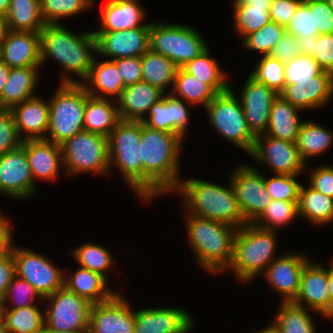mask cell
I'll return each instance as SVG.
<instances>
[{"mask_svg": "<svg viewBox=\"0 0 333 333\" xmlns=\"http://www.w3.org/2000/svg\"><path fill=\"white\" fill-rule=\"evenodd\" d=\"M184 139L176 133L149 128L141 121L143 201L171 193L178 185Z\"/></svg>", "mask_w": 333, "mask_h": 333, "instance_id": "6da1fadb", "label": "cell"}, {"mask_svg": "<svg viewBox=\"0 0 333 333\" xmlns=\"http://www.w3.org/2000/svg\"><path fill=\"white\" fill-rule=\"evenodd\" d=\"M40 53L41 66L55 60L67 72L59 83H82L97 56V39L93 31L75 33L61 23H46L40 32Z\"/></svg>", "mask_w": 333, "mask_h": 333, "instance_id": "7a4b0ae2", "label": "cell"}, {"mask_svg": "<svg viewBox=\"0 0 333 333\" xmlns=\"http://www.w3.org/2000/svg\"><path fill=\"white\" fill-rule=\"evenodd\" d=\"M171 193L181 195L185 214L220 221L238 229L246 224L230 180L227 187L203 179L181 178Z\"/></svg>", "mask_w": 333, "mask_h": 333, "instance_id": "3957f363", "label": "cell"}, {"mask_svg": "<svg viewBox=\"0 0 333 333\" xmlns=\"http://www.w3.org/2000/svg\"><path fill=\"white\" fill-rule=\"evenodd\" d=\"M188 244L197 264L213 274H221L231 264L238 228L220 221L185 214Z\"/></svg>", "mask_w": 333, "mask_h": 333, "instance_id": "277c9868", "label": "cell"}, {"mask_svg": "<svg viewBox=\"0 0 333 333\" xmlns=\"http://www.w3.org/2000/svg\"><path fill=\"white\" fill-rule=\"evenodd\" d=\"M276 232L253 223L241 226L235 235L231 264L225 272H232L236 280L244 284L261 276L276 258Z\"/></svg>", "mask_w": 333, "mask_h": 333, "instance_id": "5b68a950", "label": "cell"}, {"mask_svg": "<svg viewBox=\"0 0 333 333\" xmlns=\"http://www.w3.org/2000/svg\"><path fill=\"white\" fill-rule=\"evenodd\" d=\"M141 121L120 120L107 137L110 173L117 167L125 183L143 200V166L141 162ZM114 165V166H113Z\"/></svg>", "mask_w": 333, "mask_h": 333, "instance_id": "8992f818", "label": "cell"}, {"mask_svg": "<svg viewBox=\"0 0 333 333\" xmlns=\"http://www.w3.org/2000/svg\"><path fill=\"white\" fill-rule=\"evenodd\" d=\"M89 97L82 83H60L49 102L46 140L62 144L84 130V110Z\"/></svg>", "mask_w": 333, "mask_h": 333, "instance_id": "52a82bcc", "label": "cell"}, {"mask_svg": "<svg viewBox=\"0 0 333 333\" xmlns=\"http://www.w3.org/2000/svg\"><path fill=\"white\" fill-rule=\"evenodd\" d=\"M198 29L187 24L150 23L149 49L171 60L179 68L208 48Z\"/></svg>", "mask_w": 333, "mask_h": 333, "instance_id": "ba28073f", "label": "cell"}, {"mask_svg": "<svg viewBox=\"0 0 333 333\" xmlns=\"http://www.w3.org/2000/svg\"><path fill=\"white\" fill-rule=\"evenodd\" d=\"M60 147L63 169L69 176L80 173L109 175L107 137L83 130L65 140Z\"/></svg>", "mask_w": 333, "mask_h": 333, "instance_id": "9c48e42d", "label": "cell"}, {"mask_svg": "<svg viewBox=\"0 0 333 333\" xmlns=\"http://www.w3.org/2000/svg\"><path fill=\"white\" fill-rule=\"evenodd\" d=\"M235 94L230 85L228 91L217 94L204 109L218 136L221 135L249 155L256 136L250 131L243 108Z\"/></svg>", "mask_w": 333, "mask_h": 333, "instance_id": "30bf717a", "label": "cell"}, {"mask_svg": "<svg viewBox=\"0 0 333 333\" xmlns=\"http://www.w3.org/2000/svg\"><path fill=\"white\" fill-rule=\"evenodd\" d=\"M45 327L55 331H88L91 303L66 286L43 298Z\"/></svg>", "mask_w": 333, "mask_h": 333, "instance_id": "8fae6325", "label": "cell"}, {"mask_svg": "<svg viewBox=\"0 0 333 333\" xmlns=\"http://www.w3.org/2000/svg\"><path fill=\"white\" fill-rule=\"evenodd\" d=\"M16 275L30 283L42 298L64 286L65 271L50 261L45 254L13 244Z\"/></svg>", "mask_w": 333, "mask_h": 333, "instance_id": "7c38bea8", "label": "cell"}, {"mask_svg": "<svg viewBox=\"0 0 333 333\" xmlns=\"http://www.w3.org/2000/svg\"><path fill=\"white\" fill-rule=\"evenodd\" d=\"M230 175L240 211L246 223H253L271 202L264 175L259 168L239 164Z\"/></svg>", "mask_w": 333, "mask_h": 333, "instance_id": "4fadbf2b", "label": "cell"}, {"mask_svg": "<svg viewBox=\"0 0 333 333\" xmlns=\"http://www.w3.org/2000/svg\"><path fill=\"white\" fill-rule=\"evenodd\" d=\"M258 164L274 174L301 175L306 163L300 157L296 143L273 138L265 133L256 136L249 154Z\"/></svg>", "mask_w": 333, "mask_h": 333, "instance_id": "5bb4252c", "label": "cell"}, {"mask_svg": "<svg viewBox=\"0 0 333 333\" xmlns=\"http://www.w3.org/2000/svg\"><path fill=\"white\" fill-rule=\"evenodd\" d=\"M26 150L20 146L0 156V193L17 200H29L36 193Z\"/></svg>", "mask_w": 333, "mask_h": 333, "instance_id": "9a60e30c", "label": "cell"}, {"mask_svg": "<svg viewBox=\"0 0 333 333\" xmlns=\"http://www.w3.org/2000/svg\"><path fill=\"white\" fill-rule=\"evenodd\" d=\"M294 304L331 319V297L328 291V268L310 260L301 272L299 291Z\"/></svg>", "mask_w": 333, "mask_h": 333, "instance_id": "2e32d148", "label": "cell"}, {"mask_svg": "<svg viewBox=\"0 0 333 333\" xmlns=\"http://www.w3.org/2000/svg\"><path fill=\"white\" fill-rule=\"evenodd\" d=\"M122 296L118 291L111 299L91 305L88 333H134V311Z\"/></svg>", "mask_w": 333, "mask_h": 333, "instance_id": "e0dca14e", "label": "cell"}, {"mask_svg": "<svg viewBox=\"0 0 333 333\" xmlns=\"http://www.w3.org/2000/svg\"><path fill=\"white\" fill-rule=\"evenodd\" d=\"M150 23L120 31H93L97 39V55L109 60L141 57L149 49Z\"/></svg>", "mask_w": 333, "mask_h": 333, "instance_id": "ac0fdd59", "label": "cell"}, {"mask_svg": "<svg viewBox=\"0 0 333 333\" xmlns=\"http://www.w3.org/2000/svg\"><path fill=\"white\" fill-rule=\"evenodd\" d=\"M310 261L301 252H285L277 256L262 274L274 292L281 295V302H293L300 285L301 272Z\"/></svg>", "mask_w": 333, "mask_h": 333, "instance_id": "d6986e66", "label": "cell"}, {"mask_svg": "<svg viewBox=\"0 0 333 333\" xmlns=\"http://www.w3.org/2000/svg\"><path fill=\"white\" fill-rule=\"evenodd\" d=\"M240 95L236 96L243 108L250 131L258 136L266 132L270 119V109L279 95L265 84L256 81L250 75L245 81Z\"/></svg>", "mask_w": 333, "mask_h": 333, "instance_id": "ffe728a7", "label": "cell"}, {"mask_svg": "<svg viewBox=\"0 0 333 333\" xmlns=\"http://www.w3.org/2000/svg\"><path fill=\"white\" fill-rule=\"evenodd\" d=\"M189 313L172 306L134 310V333H190L194 320Z\"/></svg>", "mask_w": 333, "mask_h": 333, "instance_id": "44dd1931", "label": "cell"}, {"mask_svg": "<svg viewBox=\"0 0 333 333\" xmlns=\"http://www.w3.org/2000/svg\"><path fill=\"white\" fill-rule=\"evenodd\" d=\"M280 95L301 111L322 108L333 96V74L324 71L313 80L285 85Z\"/></svg>", "mask_w": 333, "mask_h": 333, "instance_id": "7402d4cb", "label": "cell"}, {"mask_svg": "<svg viewBox=\"0 0 333 333\" xmlns=\"http://www.w3.org/2000/svg\"><path fill=\"white\" fill-rule=\"evenodd\" d=\"M0 59L10 68L41 66L40 33L9 30L0 43Z\"/></svg>", "mask_w": 333, "mask_h": 333, "instance_id": "603a6c76", "label": "cell"}, {"mask_svg": "<svg viewBox=\"0 0 333 333\" xmlns=\"http://www.w3.org/2000/svg\"><path fill=\"white\" fill-rule=\"evenodd\" d=\"M34 183L38 180L55 181L63 166L61 147L46 139L23 140Z\"/></svg>", "mask_w": 333, "mask_h": 333, "instance_id": "cb8c5ba5", "label": "cell"}, {"mask_svg": "<svg viewBox=\"0 0 333 333\" xmlns=\"http://www.w3.org/2000/svg\"><path fill=\"white\" fill-rule=\"evenodd\" d=\"M22 140L46 139L49 125V102L35 96L10 109Z\"/></svg>", "mask_w": 333, "mask_h": 333, "instance_id": "d4e9b609", "label": "cell"}, {"mask_svg": "<svg viewBox=\"0 0 333 333\" xmlns=\"http://www.w3.org/2000/svg\"><path fill=\"white\" fill-rule=\"evenodd\" d=\"M145 12L139 0H107L100 10V28L94 31H120L145 26Z\"/></svg>", "mask_w": 333, "mask_h": 333, "instance_id": "484cf974", "label": "cell"}, {"mask_svg": "<svg viewBox=\"0 0 333 333\" xmlns=\"http://www.w3.org/2000/svg\"><path fill=\"white\" fill-rule=\"evenodd\" d=\"M164 94L145 81L126 86L116 100L120 119L142 121L150 107L163 98Z\"/></svg>", "mask_w": 333, "mask_h": 333, "instance_id": "4316f807", "label": "cell"}, {"mask_svg": "<svg viewBox=\"0 0 333 333\" xmlns=\"http://www.w3.org/2000/svg\"><path fill=\"white\" fill-rule=\"evenodd\" d=\"M97 58L98 56L94 58L89 75L82 84L89 96L104 99L109 97L116 101L126 87L123 79L112 60L99 61Z\"/></svg>", "mask_w": 333, "mask_h": 333, "instance_id": "83f0119b", "label": "cell"}, {"mask_svg": "<svg viewBox=\"0 0 333 333\" xmlns=\"http://www.w3.org/2000/svg\"><path fill=\"white\" fill-rule=\"evenodd\" d=\"M41 66L10 68L8 80L0 97V109L10 110L24 100L37 96Z\"/></svg>", "mask_w": 333, "mask_h": 333, "instance_id": "f1b7e54d", "label": "cell"}, {"mask_svg": "<svg viewBox=\"0 0 333 333\" xmlns=\"http://www.w3.org/2000/svg\"><path fill=\"white\" fill-rule=\"evenodd\" d=\"M108 284L104 276L81 266L72 275L66 274L64 278V286L91 304L105 302L117 293L110 289Z\"/></svg>", "mask_w": 333, "mask_h": 333, "instance_id": "f546056e", "label": "cell"}, {"mask_svg": "<svg viewBox=\"0 0 333 333\" xmlns=\"http://www.w3.org/2000/svg\"><path fill=\"white\" fill-rule=\"evenodd\" d=\"M298 112L301 111L279 94L274 99L270 109V119L265 134L276 139L296 143L299 128L303 122L299 118L301 116Z\"/></svg>", "mask_w": 333, "mask_h": 333, "instance_id": "4dcf8cb0", "label": "cell"}, {"mask_svg": "<svg viewBox=\"0 0 333 333\" xmlns=\"http://www.w3.org/2000/svg\"><path fill=\"white\" fill-rule=\"evenodd\" d=\"M117 102L89 96L84 110V130L108 137L120 121Z\"/></svg>", "mask_w": 333, "mask_h": 333, "instance_id": "1f68e13d", "label": "cell"}, {"mask_svg": "<svg viewBox=\"0 0 333 333\" xmlns=\"http://www.w3.org/2000/svg\"><path fill=\"white\" fill-rule=\"evenodd\" d=\"M333 144V131L313 120H303L296 141L300 157L308 165L309 159L318 157L328 151Z\"/></svg>", "mask_w": 333, "mask_h": 333, "instance_id": "d6a6232c", "label": "cell"}, {"mask_svg": "<svg viewBox=\"0 0 333 333\" xmlns=\"http://www.w3.org/2000/svg\"><path fill=\"white\" fill-rule=\"evenodd\" d=\"M298 214L315 225L333 222V198L323 195L309 185L301 186L298 199Z\"/></svg>", "mask_w": 333, "mask_h": 333, "instance_id": "836d02e7", "label": "cell"}, {"mask_svg": "<svg viewBox=\"0 0 333 333\" xmlns=\"http://www.w3.org/2000/svg\"><path fill=\"white\" fill-rule=\"evenodd\" d=\"M141 65L142 81L159 88L164 93L170 86L171 90L166 93H171L178 66L167 57L150 49L141 56Z\"/></svg>", "mask_w": 333, "mask_h": 333, "instance_id": "e575fe53", "label": "cell"}, {"mask_svg": "<svg viewBox=\"0 0 333 333\" xmlns=\"http://www.w3.org/2000/svg\"><path fill=\"white\" fill-rule=\"evenodd\" d=\"M209 47L191 61L181 67L185 72L203 80L210 85L218 94L230 89L228 74L221 70L216 58L210 56Z\"/></svg>", "mask_w": 333, "mask_h": 333, "instance_id": "d590c367", "label": "cell"}, {"mask_svg": "<svg viewBox=\"0 0 333 333\" xmlns=\"http://www.w3.org/2000/svg\"><path fill=\"white\" fill-rule=\"evenodd\" d=\"M5 16L10 31L40 33L46 24L40 13V0H11Z\"/></svg>", "mask_w": 333, "mask_h": 333, "instance_id": "8d00e7d4", "label": "cell"}, {"mask_svg": "<svg viewBox=\"0 0 333 333\" xmlns=\"http://www.w3.org/2000/svg\"><path fill=\"white\" fill-rule=\"evenodd\" d=\"M171 94L191 106L206 107L218 94L210 85L178 68Z\"/></svg>", "mask_w": 333, "mask_h": 333, "instance_id": "74e56055", "label": "cell"}, {"mask_svg": "<svg viewBox=\"0 0 333 333\" xmlns=\"http://www.w3.org/2000/svg\"><path fill=\"white\" fill-rule=\"evenodd\" d=\"M271 323L279 333H317L309 309L293 302H282Z\"/></svg>", "mask_w": 333, "mask_h": 333, "instance_id": "f35d334b", "label": "cell"}, {"mask_svg": "<svg viewBox=\"0 0 333 333\" xmlns=\"http://www.w3.org/2000/svg\"><path fill=\"white\" fill-rule=\"evenodd\" d=\"M39 305L19 309H3L2 320L9 333H41L44 326V309Z\"/></svg>", "mask_w": 333, "mask_h": 333, "instance_id": "ab89813d", "label": "cell"}, {"mask_svg": "<svg viewBox=\"0 0 333 333\" xmlns=\"http://www.w3.org/2000/svg\"><path fill=\"white\" fill-rule=\"evenodd\" d=\"M233 18L235 32L241 39L258 31L271 21L269 14L270 5H253L233 3Z\"/></svg>", "mask_w": 333, "mask_h": 333, "instance_id": "60d3db41", "label": "cell"}, {"mask_svg": "<svg viewBox=\"0 0 333 333\" xmlns=\"http://www.w3.org/2000/svg\"><path fill=\"white\" fill-rule=\"evenodd\" d=\"M70 254L78 265L101 274L107 280V277H109L107 274L111 273L108 271L113 269L115 265L113 264L115 262L113 253L107 250L105 246L93 242L83 243L71 250Z\"/></svg>", "mask_w": 333, "mask_h": 333, "instance_id": "b9f144b4", "label": "cell"}, {"mask_svg": "<svg viewBox=\"0 0 333 333\" xmlns=\"http://www.w3.org/2000/svg\"><path fill=\"white\" fill-rule=\"evenodd\" d=\"M298 214V202L271 200L263 213L253 222L254 225L278 231L281 226L293 222Z\"/></svg>", "mask_w": 333, "mask_h": 333, "instance_id": "7bdbcfd3", "label": "cell"}, {"mask_svg": "<svg viewBox=\"0 0 333 333\" xmlns=\"http://www.w3.org/2000/svg\"><path fill=\"white\" fill-rule=\"evenodd\" d=\"M95 0H40V13L45 23H59L63 18L82 14Z\"/></svg>", "mask_w": 333, "mask_h": 333, "instance_id": "ee69618b", "label": "cell"}, {"mask_svg": "<svg viewBox=\"0 0 333 333\" xmlns=\"http://www.w3.org/2000/svg\"><path fill=\"white\" fill-rule=\"evenodd\" d=\"M261 57L249 75L281 94L285 89V63L270 55Z\"/></svg>", "mask_w": 333, "mask_h": 333, "instance_id": "f6af8a7d", "label": "cell"}, {"mask_svg": "<svg viewBox=\"0 0 333 333\" xmlns=\"http://www.w3.org/2000/svg\"><path fill=\"white\" fill-rule=\"evenodd\" d=\"M285 33L286 29L284 26L270 21L258 31L247 35L242 41V46L251 51H258L261 55H269Z\"/></svg>", "mask_w": 333, "mask_h": 333, "instance_id": "bcb514c9", "label": "cell"}, {"mask_svg": "<svg viewBox=\"0 0 333 333\" xmlns=\"http://www.w3.org/2000/svg\"><path fill=\"white\" fill-rule=\"evenodd\" d=\"M35 298H37L38 301L43 300L30 283L15 275L2 299L3 309H19L26 306L37 305L34 303Z\"/></svg>", "mask_w": 333, "mask_h": 333, "instance_id": "7dc6e473", "label": "cell"}, {"mask_svg": "<svg viewBox=\"0 0 333 333\" xmlns=\"http://www.w3.org/2000/svg\"><path fill=\"white\" fill-rule=\"evenodd\" d=\"M286 32L296 38L318 36V28H315L314 0H304L297 8L289 23L285 27Z\"/></svg>", "mask_w": 333, "mask_h": 333, "instance_id": "c3c4849f", "label": "cell"}, {"mask_svg": "<svg viewBox=\"0 0 333 333\" xmlns=\"http://www.w3.org/2000/svg\"><path fill=\"white\" fill-rule=\"evenodd\" d=\"M285 85L295 84L296 81L313 80L324 70L313 56L300 54L285 63Z\"/></svg>", "mask_w": 333, "mask_h": 333, "instance_id": "681fc988", "label": "cell"}, {"mask_svg": "<svg viewBox=\"0 0 333 333\" xmlns=\"http://www.w3.org/2000/svg\"><path fill=\"white\" fill-rule=\"evenodd\" d=\"M299 175L274 174L271 178L264 175L265 186L272 200L298 202L302 184L297 182Z\"/></svg>", "mask_w": 333, "mask_h": 333, "instance_id": "f907efd6", "label": "cell"}, {"mask_svg": "<svg viewBox=\"0 0 333 333\" xmlns=\"http://www.w3.org/2000/svg\"><path fill=\"white\" fill-rule=\"evenodd\" d=\"M142 122L149 128L173 133L172 94L166 93L154 103Z\"/></svg>", "mask_w": 333, "mask_h": 333, "instance_id": "816d5d0a", "label": "cell"}, {"mask_svg": "<svg viewBox=\"0 0 333 333\" xmlns=\"http://www.w3.org/2000/svg\"><path fill=\"white\" fill-rule=\"evenodd\" d=\"M22 141L18 136L12 112L0 109V156L5 152L19 148Z\"/></svg>", "mask_w": 333, "mask_h": 333, "instance_id": "f5cc1de1", "label": "cell"}, {"mask_svg": "<svg viewBox=\"0 0 333 333\" xmlns=\"http://www.w3.org/2000/svg\"><path fill=\"white\" fill-rule=\"evenodd\" d=\"M312 56L324 71L333 74V33L314 36Z\"/></svg>", "mask_w": 333, "mask_h": 333, "instance_id": "db71d44e", "label": "cell"}, {"mask_svg": "<svg viewBox=\"0 0 333 333\" xmlns=\"http://www.w3.org/2000/svg\"><path fill=\"white\" fill-rule=\"evenodd\" d=\"M309 173L308 185L323 195L333 198V166L324 163Z\"/></svg>", "mask_w": 333, "mask_h": 333, "instance_id": "11a10c76", "label": "cell"}, {"mask_svg": "<svg viewBox=\"0 0 333 333\" xmlns=\"http://www.w3.org/2000/svg\"><path fill=\"white\" fill-rule=\"evenodd\" d=\"M125 86L142 81L141 57H127L112 60Z\"/></svg>", "mask_w": 333, "mask_h": 333, "instance_id": "9f6ffc18", "label": "cell"}, {"mask_svg": "<svg viewBox=\"0 0 333 333\" xmlns=\"http://www.w3.org/2000/svg\"><path fill=\"white\" fill-rule=\"evenodd\" d=\"M304 0H272L269 7L271 21L286 27Z\"/></svg>", "mask_w": 333, "mask_h": 333, "instance_id": "6f0895ef", "label": "cell"}, {"mask_svg": "<svg viewBox=\"0 0 333 333\" xmlns=\"http://www.w3.org/2000/svg\"><path fill=\"white\" fill-rule=\"evenodd\" d=\"M300 54L301 48L298 44V39L294 35L286 32L273 47L269 55L286 63Z\"/></svg>", "mask_w": 333, "mask_h": 333, "instance_id": "680465c9", "label": "cell"}, {"mask_svg": "<svg viewBox=\"0 0 333 333\" xmlns=\"http://www.w3.org/2000/svg\"><path fill=\"white\" fill-rule=\"evenodd\" d=\"M188 105L190 107V104L172 95L173 133L181 136L184 140L190 122Z\"/></svg>", "mask_w": 333, "mask_h": 333, "instance_id": "91938a15", "label": "cell"}, {"mask_svg": "<svg viewBox=\"0 0 333 333\" xmlns=\"http://www.w3.org/2000/svg\"><path fill=\"white\" fill-rule=\"evenodd\" d=\"M314 20L319 35L333 33V10L327 0H314Z\"/></svg>", "mask_w": 333, "mask_h": 333, "instance_id": "94428289", "label": "cell"}, {"mask_svg": "<svg viewBox=\"0 0 333 333\" xmlns=\"http://www.w3.org/2000/svg\"><path fill=\"white\" fill-rule=\"evenodd\" d=\"M15 273L12 250L0 255V299H3Z\"/></svg>", "mask_w": 333, "mask_h": 333, "instance_id": "6125c7cd", "label": "cell"}, {"mask_svg": "<svg viewBox=\"0 0 333 333\" xmlns=\"http://www.w3.org/2000/svg\"><path fill=\"white\" fill-rule=\"evenodd\" d=\"M7 219L0 211V255L11 251L14 244L12 223Z\"/></svg>", "mask_w": 333, "mask_h": 333, "instance_id": "be15d7a7", "label": "cell"}, {"mask_svg": "<svg viewBox=\"0 0 333 333\" xmlns=\"http://www.w3.org/2000/svg\"><path fill=\"white\" fill-rule=\"evenodd\" d=\"M298 44L301 48V54L312 56V50L314 46V36L297 38Z\"/></svg>", "mask_w": 333, "mask_h": 333, "instance_id": "e7e4bbea", "label": "cell"}, {"mask_svg": "<svg viewBox=\"0 0 333 333\" xmlns=\"http://www.w3.org/2000/svg\"><path fill=\"white\" fill-rule=\"evenodd\" d=\"M10 67L0 59V97L8 80Z\"/></svg>", "mask_w": 333, "mask_h": 333, "instance_id": "03108f58", "label": "cell"}, {"mask_svg": "<svg viewBox=\"0 0 333 333\" xmlns=\"http://www.w3.org/2000/svg\"><path fill=\"white\" fill-rule=\"evenodd\" d=\"M327 268H328V291L330 292V297H331V320L333 321V259L330 262V265L327 266Z\"/></svg>", "mask_w": 333, "mask_h": 333, "instance_id": "003e7915", "label": "cell"}, {"mask_svg": "<svg viewBox=\"0 0 333 333\" xmlns=\"http://www.w3.org/2000/svg\"><path fill=\"white\" fill-rule=\"evenodd\" d=\"M8 31L7 18L5 15L0 14V43L7 35Z\"/></svg>", "mask_w": 333, "mask_h": 333, "instance_id": "a7ac6f4b", "label": "cell"}, {"mask_svg": "<svg viewBox=\"0 0 333 333\" xmlns=\"http://www.w3.org/2000/svg\"><path fill=\"white\" fill-rule=\"evenodd\" d=\"M272 0H233V3H244L253 5H270Z\"/></svg>", "mask_w": 333, "mask_h": 333, "instance_id": "89a4df30", "label": "cell"}, {"mask_svg": "<svg viewBox=\"0 0 333 333\" xmlns=\"http://www.w3.org/2000/svg\"><path fill=\"white\" fill-rule=\"evenodd\" d=\"M11 0H0V14L6 15Z\"/></svg>", "mask_w": 333, "mask_h": 333, "instance_id": "2644e50d", "label": "cell"}, {"mask_svg": "<svg viewBox=\"0 0 333 333\" xmlns=\"http://www.w3.org/2000/svg\"><path fill=\"white\" fill-rule=\"evenodd\" d=\"M254 333V332H253ZM255 333H279L275 327L270 323L269 326L261 329V330H257V332L255 331Z\"/></svg>", "mask_w": 333, "mask_h": 333, "instance_id": "8c879c8a", "label": "cell"}, {"mask_svg": "<svg viewBox=\"0 0 333 333\" xmlns=\"http://www.w3.org/2000/svg\"><path fill=\"white\" fill-rule=\"evenodd\" d=\"M41 333H88V331H78V332L55 331L44 326Z\"/></svg>", "mask_w": 333, "mask_h": 333, "instance_id": "753ad0ef", "label": "cell"}, {"mask_svg": "<svg viewBox=\"0 0 333 333\" xmlns=\"http://www.w3.org/2000/svg\"><path fill=\"white\" fill-rule=\"evenodd\" d=\"M0 333H9L3 320L0 321Z\"/></svg>", "mask_w": 333, "mask_h": 333, "instance_id": "34e18365", "label": "cell"}, {"mask_svg": "<svg viewBox=\"0 0 333 333\" xmlns=\"http://www.w3.org/2000/svg\"><path fill=\"white\" fill-rule=\"evenodd\" d=\"M3 317V300L0 299V321L2 320Z\"/></svg>", "mask_w": 333, "mask_h": 333, "instance_id": "11e5206c", "label": "cell"}, {"mask_svg": "<svg viewBox=\"0 0 333 333\" xmlns=\"http://www.w3.org/2000/svg\"><path fill=\"white\" fill-rule=\"evenodd\" d=\"M327 2L330 5V7L332 8V10H333V0H327Z\"/></svg>", "mask_w": 333, "mask_h": 333, "instance_id": "2a66077c", "label": "cell"}]
</instances>
